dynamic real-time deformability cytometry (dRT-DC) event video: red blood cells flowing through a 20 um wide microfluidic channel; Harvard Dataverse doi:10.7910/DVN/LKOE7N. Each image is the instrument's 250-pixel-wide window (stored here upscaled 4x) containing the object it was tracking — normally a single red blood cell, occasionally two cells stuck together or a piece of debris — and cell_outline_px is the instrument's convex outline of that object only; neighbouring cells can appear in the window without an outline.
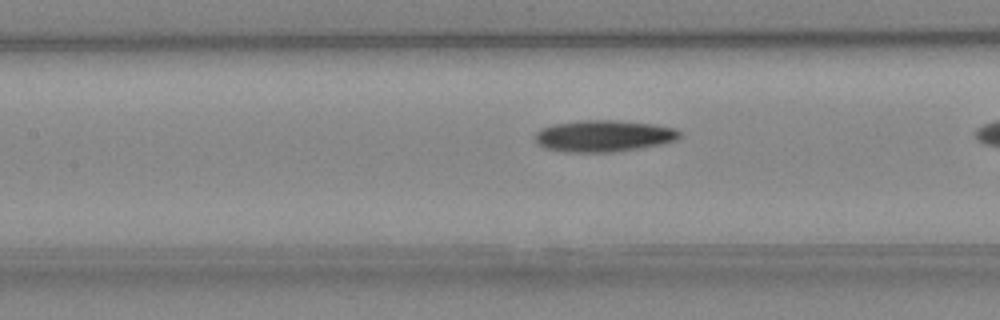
{"species": "Egyptian fruit bat (a non-hibernating species)", "species_latin": "Rousettus aegyptiacus", "temperature_condition": "cold", "stored_images_in_passage": 19, "camera_frame_rate_fps": 3000, "um_per_image_px": 0.085, "animal": {"sex": "female"}, "frame": {"image": 1, "passage_image": 18, "time_ms": 5.667, "image_size_px": [1000, 320], "cell_outline_px": [[680, 136], [676, 140], [660, 144], [640, 148], [612, 152], [564, 152], [544, 148], [536, 140], [536, 132], [540, 128], [552, 124], [580, 120], [616, 120], [656, 124], [676, 128], [680, 132]], "centroid_in_image_um": [51.31, 11.55], "position_along_channel_um": 156.1, "area_um2": 26.76}}